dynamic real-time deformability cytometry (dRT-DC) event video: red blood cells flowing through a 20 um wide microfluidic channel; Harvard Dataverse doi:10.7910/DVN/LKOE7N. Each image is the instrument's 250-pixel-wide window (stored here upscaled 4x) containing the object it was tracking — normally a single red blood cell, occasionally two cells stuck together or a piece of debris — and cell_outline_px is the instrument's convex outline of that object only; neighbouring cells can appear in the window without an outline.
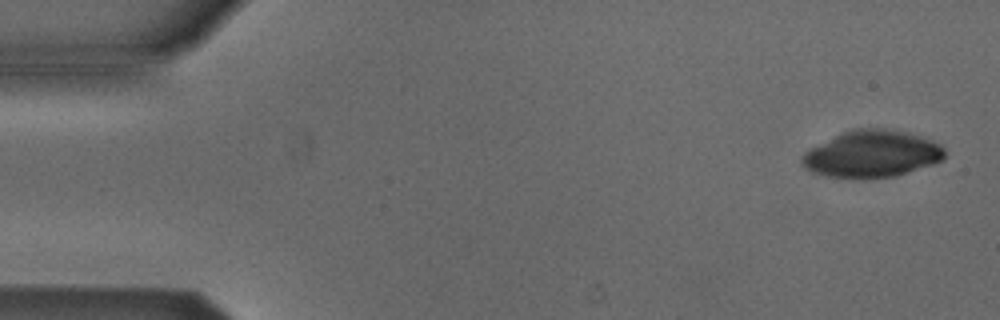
{"species": "Egyptian fruit bat (a non-hibernating species)", "species_latin": "Rousettus aegyptiacus", "temperature_condition": "cold", "stored_images_in_passage": 5, "camera_frame_rate_fps": 3000, "um_per_image_px": 0.085, "animal": {"sex": "male"}, "frame": {"image": 1, "passage_image": 1, "time_ms": 0.0, "image_size_px": [1000, 320], "cell_outline_px": [[944, 160], [896, 176], [828, 176], [812, 172], [804, 168], [800, 164], [800, 156], [804, 152], [844, 132], [856, 128], [876, 128], [904, 132], [920, 136], [940, 144], [944, 148]], "centroid_in_image_um": [74.11, 13.07], "position_along_channel_um": 10.9, "area_um2": 37.97}}